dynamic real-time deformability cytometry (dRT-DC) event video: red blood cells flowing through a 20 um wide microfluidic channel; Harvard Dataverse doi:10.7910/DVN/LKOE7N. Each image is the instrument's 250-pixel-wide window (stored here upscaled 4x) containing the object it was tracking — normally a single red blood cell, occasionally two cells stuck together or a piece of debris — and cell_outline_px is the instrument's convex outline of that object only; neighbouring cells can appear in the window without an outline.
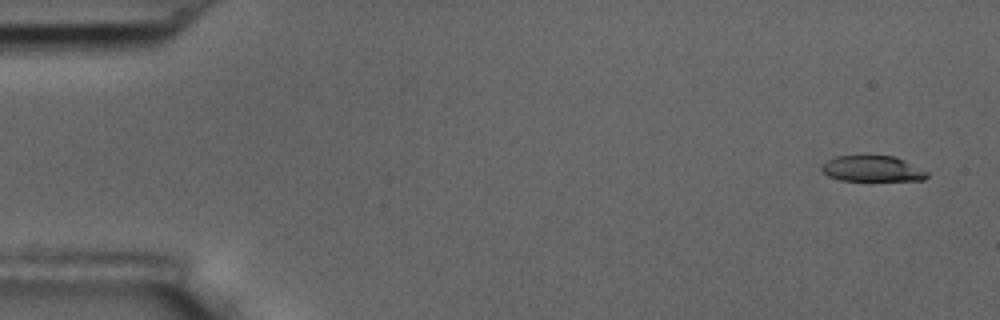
{"species": "common noctule bat (a hibernating species)", "species_latin": "Nyctalus noctula", "temperature_condition": "room temperature", "stored_images_in_passage": 5, "camera_frame_rate_fps": 3000, "um_per_image_px": 0.085, "animal": {"sex": "male", "body_mass_g": 17.5, "forearm_length_mm": 52.3}, "frame": {"image": 1, "passage_image": 1, "time_ms": 0.0, "image_size_px": [1000, 320], "cell_outline_px": [[928, 176], [924, 180], [840, 180], [828, 176], [820, 168], [820, 164], [836, 156], [892, 156], [904, 160], [928, 172]], "centroid_in_image_um": [74.12, 14.34], "position_along_channel_um": 10.9, "area_um2": 15.66}}
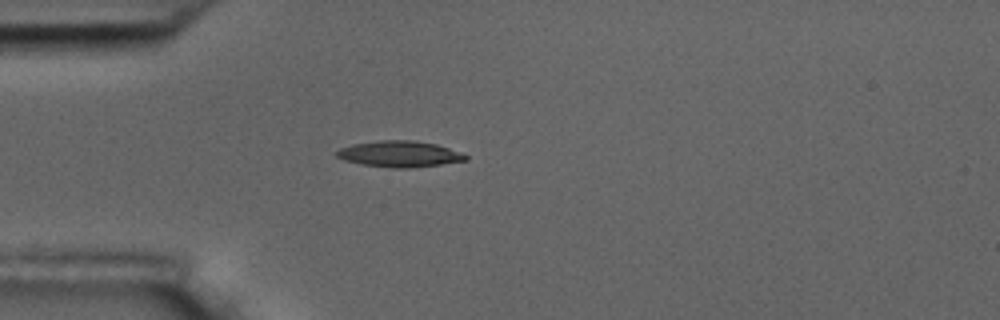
{"frame": {"image": 2, "passage_image": 4, "time_ms": 4.333, "image_size_px": [1000, 320], "cell_outline_px": [[468, 160], [440, 164], [408, 168], [392, 168], [364, 164], [344, 160], [336, 156], [332, 152], [340, 148], [352, 144], [380, 140], [412, 140], [436, 144], [448, 148], [468, 156]], "centroid_in_image_um": [33.91, 13.08], "position_along_channel_um": 51.1, "area_um2": 19.48}}